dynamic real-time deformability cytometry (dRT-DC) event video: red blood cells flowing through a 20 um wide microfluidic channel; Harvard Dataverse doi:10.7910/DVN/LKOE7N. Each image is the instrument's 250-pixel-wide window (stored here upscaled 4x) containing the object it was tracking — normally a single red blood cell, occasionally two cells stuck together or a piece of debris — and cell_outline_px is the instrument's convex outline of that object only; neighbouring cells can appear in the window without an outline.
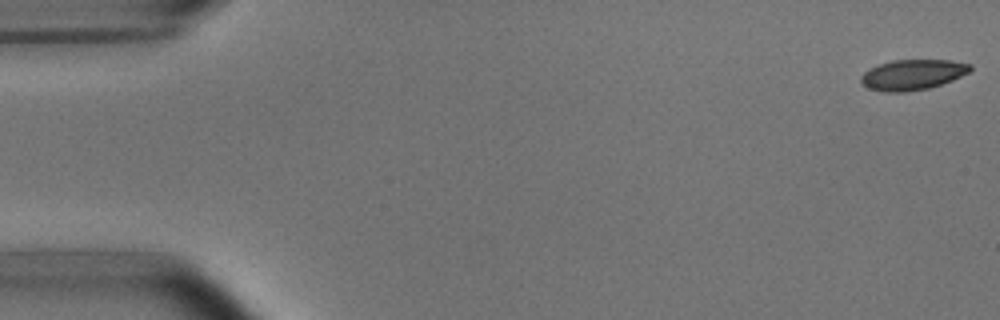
{"species": "common noctule bat (a hibernating species)", "species_latin": "Nyctalus noctula", "temperature_condition": "room temperature", "stored_images_in_passage": 5, "camera_frame_rate_fps": 3000, "um_per_image_px": 0.085, "animal": {"sex": "male", "body_mass_g": 15.6}, "frame": {"image": 1, "passage_image": 1, "time_ms": 0.0, "image_size_px": [1000, 320], "cell_outline_px": [[972, 68], [968, 72], [952, 80], [928, 88], [904, 92], [884, 92], [868, 88], [860, 80], [860, 76], [868, 68], [892, 60], [952, 60], [972, 64]], "centroid_in_image_um": [77.55, 6.34], "position_along_channel_um": 7.4, "area_um2": 19.31}}
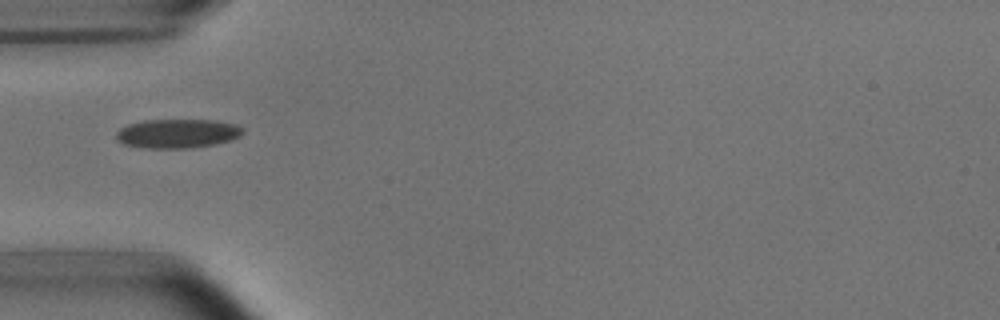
{"frame": {"image": 2, "passage_image": 5, "time_ms": 5.333, "image_size_px": [1000, 320], "cell_outline_px": [[244, 132], [228, 140], [216, 144], [192, 148], [144, 148], [124, 144], [116, 140], [116, 132], [120, 128], [128, 124], [144, 120], [212, 120], [236, 124], [244, 128]], "centroid_in_image_um": [15.04, 11.35], "position_along_channel_um": 70.0, "area_um2": 21.44}}